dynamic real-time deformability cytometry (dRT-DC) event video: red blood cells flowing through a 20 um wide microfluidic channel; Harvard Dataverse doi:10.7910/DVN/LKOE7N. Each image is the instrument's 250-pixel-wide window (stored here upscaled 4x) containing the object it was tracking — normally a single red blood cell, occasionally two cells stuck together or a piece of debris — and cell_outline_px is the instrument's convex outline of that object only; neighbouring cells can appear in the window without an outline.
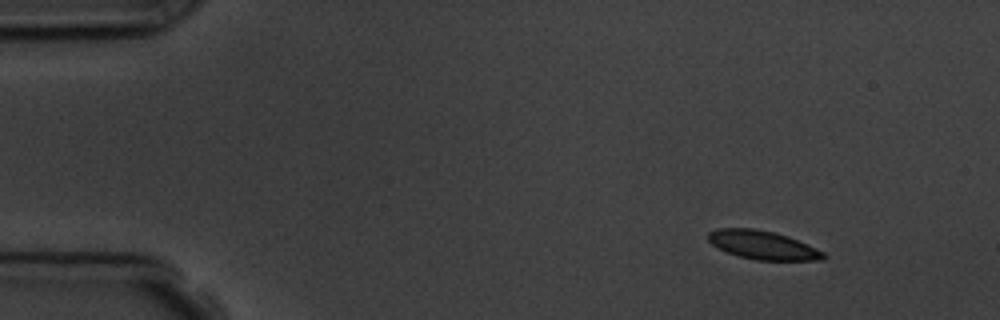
{"species": "common noctule bat (a hibernating species)", "species_latin": "Nyctalus noctula", "temperature_condition": "room temperature", "stored_images_in_passage": 3, "camera_frame_rate_fps": 3000, "um_per_image_px": 0.085, "animal": {"sex": "male", "body_mass_g": 19.5, "forearm_length_mm": 54.6}, "frame": {"image": 1, "passage_image": 1, "time_ms": 0.0, "image_size_px": [1000, 320], "cell_outline_px": [[828, 256], [824, 260], [756, 260], [740, 256], [716, 248], [708, 240], [708, 232], [716, 228], [752, 228], [772, 232], [788, 236], [816, 248], [824, 252]], "centroid_in_image_um": [64.83, 20.83], "position_along_channel_um": 20.2, "area_um2": 19.19}}